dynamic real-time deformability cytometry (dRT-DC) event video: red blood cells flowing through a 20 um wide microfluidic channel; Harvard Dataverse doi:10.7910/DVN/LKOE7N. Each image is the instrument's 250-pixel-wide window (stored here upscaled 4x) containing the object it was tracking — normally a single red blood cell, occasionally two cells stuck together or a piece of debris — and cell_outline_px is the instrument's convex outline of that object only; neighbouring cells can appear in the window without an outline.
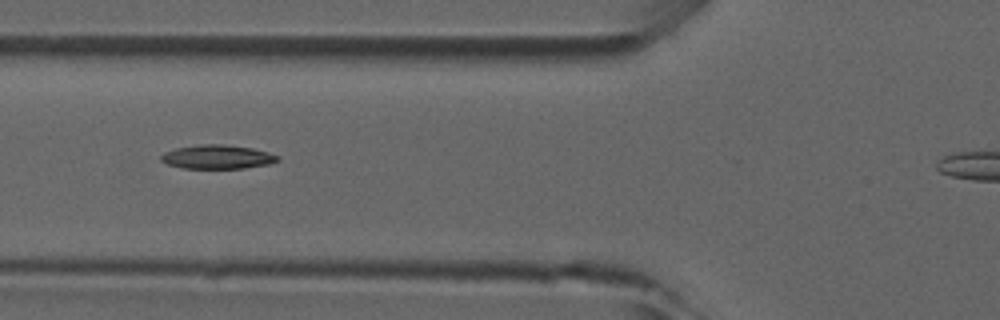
{"species": "common noctule bat (a hibernating species)", "species_latin": "Nyctalus noctula", "temperature_condition": "room temperature", "stored_images_in_passage": 36, "camera_frame_rate_fps": 3000, "um_per_image_px": 0.085, "animal": {"sex": "male", "forearm_length_mm": 52.5}, "frame": {"image": 1, "passage_image": 11, "time_ms": 3.333, "image_size_px": [1000, 320], "cell_outline_px": [[280, 160], [268, 164], [244, 168], [180, 168], [168, 164], [160, 160], [160, 156], [164, 152], [176, 148], [200, 144], [224, 144], [252, 148], [268, 152], [280, 156]], "centroid_in_image_um": [18.47, 13.33], "position_along_channel_um": 107.3, "area_um2": 16.3}}